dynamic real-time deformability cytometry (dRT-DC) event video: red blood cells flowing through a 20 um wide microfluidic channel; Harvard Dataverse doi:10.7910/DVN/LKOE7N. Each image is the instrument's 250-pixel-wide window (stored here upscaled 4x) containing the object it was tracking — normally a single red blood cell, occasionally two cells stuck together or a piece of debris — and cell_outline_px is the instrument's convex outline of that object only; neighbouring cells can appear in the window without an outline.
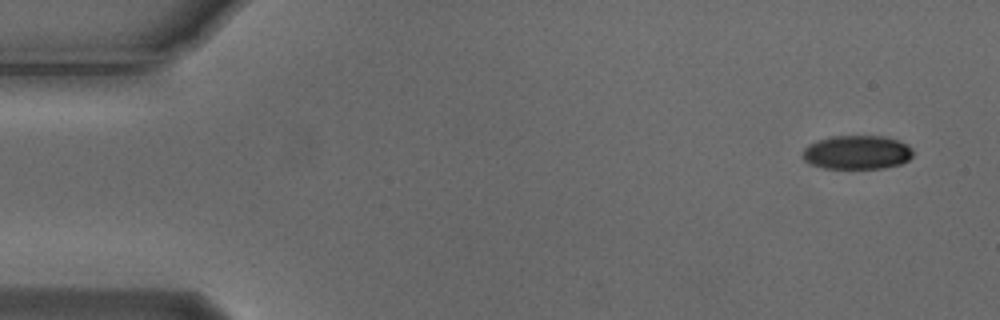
{"species": "Egyptian fruit bat (a non-hibernating species)", "species_latin": "Rousettus aegyptiacus", "temperature_condition": "cold", "stored_images_in_passage": 7, "camera_frame_rate_fps": 3000, "um_per_image_px": 0.085, "animal": {"sex": "male"}, "frame": {"image": 1, "passage_image": 1, "time_ms": 0.0, "image_size_px": [1000, 320], "cell_outline_px": [[912, 156], [908, 160], [900, 164], [884, 168], [824, 168], [808, 164], [800, 156], [804, 148], [808, 144], [832, 136], [884, 136], [896, 140], [912, 148]], "centroid_in_image_um": [72.79, 12.96], "position_along_channel_um": 12.2, "area_um2": 21.79}}
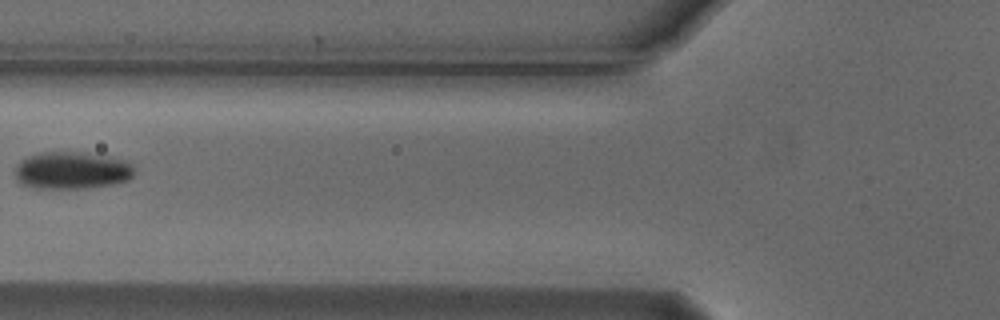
{"frame": {"image": 2, "passage_image": 6, "time_ms": 1.667, "image_size_px": [1000, 320], "cell_outline_px": [[136, 172], [128, 180], [112, 184], [84, 188], [36, 188], [24, 184], [16, 176], [16, 168], [20, 160], [28, 156], [40, 152], [80, 152], [108, 156], [128, 160], [132, 164]], "centroid_in_image_um": [6.17, 14.47], "position_along_channel_um": 119.6, "area_um2": 25.89}}
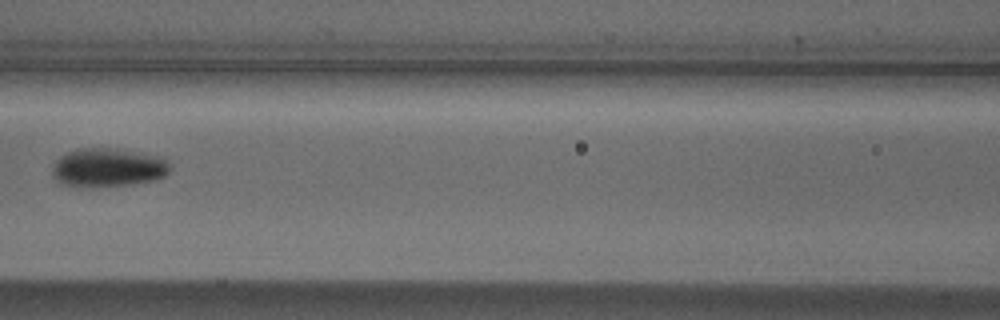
{"frame": {"image": 3, "passage_image": 7, "time_ms": 2.0, "image_size_px": [1000, 320], "cell_outline_px": [[172, 168], [164, 176], [156, 180], [132, 184], [92, 188], [76, 188], [60, 184], [52, 176], [52, 164], [60, 156], [76, 148], [116, 148], [164, 156], [168, 160]], "centroid_in_image_um": [9.17, 14.26], "position_along_channel_um": 157.4, "area_um2": 27.57}}